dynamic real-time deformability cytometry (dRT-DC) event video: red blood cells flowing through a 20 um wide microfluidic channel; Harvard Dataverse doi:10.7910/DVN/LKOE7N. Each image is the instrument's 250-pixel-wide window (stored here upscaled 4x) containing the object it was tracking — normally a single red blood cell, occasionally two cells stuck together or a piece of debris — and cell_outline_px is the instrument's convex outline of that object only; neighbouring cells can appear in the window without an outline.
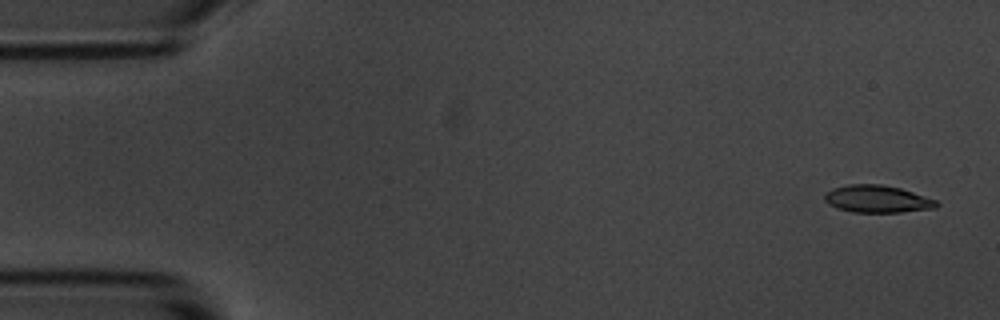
{"species": "common noctule bat (a hibernating species)", "species_latin": "Nyctalus noctula", "temperature_condition": "room temperature", "stored_images_in_passage": 5, "camera_frame_rate_fps": 3000, "um_per_image_px": 0.085, "animal": {"sex": "male", "body_mass_g": 20.1, "forearm_length_mm": 53.5}, "frame": {"image": 1, "passage_image": 1, "time_ms": 0.0, "image_size_px": [1000, 320], "cell_outline_px": [[940, 204], [936, 208], [900, 212], [852, 212], [836, 208], [828, 204], [824, 200], [824, 192], [832, 188], [848, 184], [880, 184], [900, 188], [936, 200]], "centroid_in_image_um": [74.52, 16.91], "position_along_channel_um": 10.5, "area_um2": 17.92}}
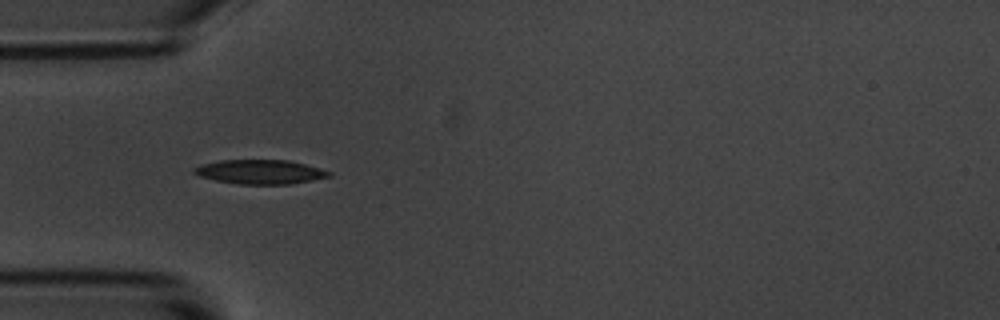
{"frame": {"image": 2, "passage_image": 5, "time_ms": 1.333, "image_size_px": [1000, 320], "cell_outline_px": [[332, 176], [292, 184], [236, 184], [216, 180], [200, 176], [192, 172], [192, 168], [200, 164], [220, 160], [288, 160], [320, 168], [332, 172]], "centroid_in_image_um": [22.1, 14.61], "position_along_channel_um": 62.9, "area_um2": 19.13}}